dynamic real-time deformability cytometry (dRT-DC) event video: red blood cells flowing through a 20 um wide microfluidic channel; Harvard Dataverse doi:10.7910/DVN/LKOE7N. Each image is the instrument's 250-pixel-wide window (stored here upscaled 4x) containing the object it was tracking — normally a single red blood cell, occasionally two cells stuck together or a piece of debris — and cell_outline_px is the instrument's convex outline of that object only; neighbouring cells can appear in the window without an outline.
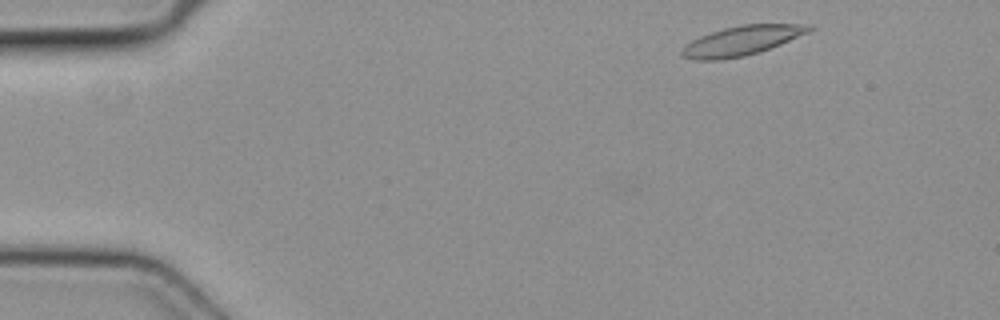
{"species": "common noctule bat (a hibernating species)", "species_latin": "Nyctalus noctula", "temperature_condition": "cold", "stored_images_in_passage": 3, "camera_frame_rate_fps": 3000, "um_per_image_px": 0.085, "animal": {"sex": "female", "body_mass_g": 19.3, "forearm_length_mm": 54.1}, "frame": {"image": 1, "passage_image": 1, "time_ms": 0.0, "image_size_px": [1000, 320], "cell_outline_px": [[816, 28], [808, 32], [780, 44], [760, 52], [744, 56], [716, 60], [692, 60], [680, 56], [680, 48], [684, 44], [700, 36], [724, 28], [740, 24], [812, 24]], "centroid_in_image_um": [63.01, 3.46], "position_along_channel_um": 22.0, "area_um2": 22.02}}